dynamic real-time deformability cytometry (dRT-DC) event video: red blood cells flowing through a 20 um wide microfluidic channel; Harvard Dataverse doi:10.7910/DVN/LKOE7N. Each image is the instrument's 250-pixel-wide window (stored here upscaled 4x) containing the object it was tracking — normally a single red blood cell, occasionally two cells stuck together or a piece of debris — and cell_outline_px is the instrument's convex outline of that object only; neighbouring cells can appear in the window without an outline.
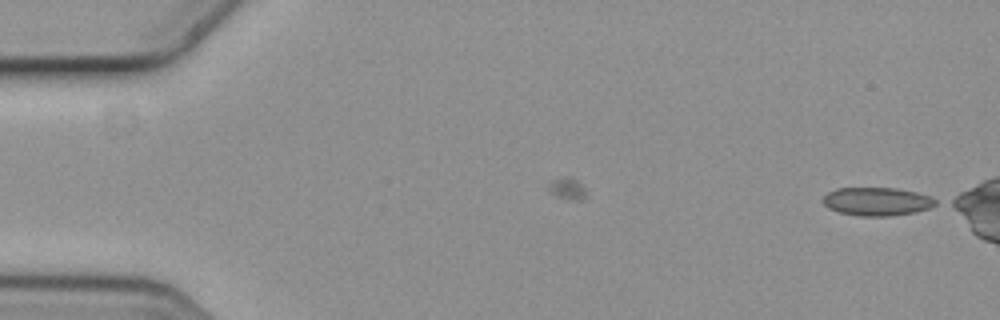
{"species": "common noctule bat (a hibernating species)", "species_latin": "Nyctalus noctula", "temperature_condition": "cold", "stored_images_in_passage": 3, "camera_frame_rate_fps": 3000, "um_per_image_px": 0.085, "animal": {"sex": "female", "body_mass_g": 19.3, "forearm_length_mm": 54.1}, "frame": {"image": 1, "passage_image": 3, "time_ms": 0.667, "image_size_px": [1000, 320], "cell_outline_px": [[940, 200], [936, 204], [928, 208], [916, 212], [888, 216], [860, 216], [840, 212], [828, 208], [824, 204], [824, 196], [828, 192], [836, 188], [896, 188], [916, 192], [932, 196]], "centroid_in_image_um": [74.58, 17.12], "position_along_channel_um": 10.4, "area_um2": 18.61}}